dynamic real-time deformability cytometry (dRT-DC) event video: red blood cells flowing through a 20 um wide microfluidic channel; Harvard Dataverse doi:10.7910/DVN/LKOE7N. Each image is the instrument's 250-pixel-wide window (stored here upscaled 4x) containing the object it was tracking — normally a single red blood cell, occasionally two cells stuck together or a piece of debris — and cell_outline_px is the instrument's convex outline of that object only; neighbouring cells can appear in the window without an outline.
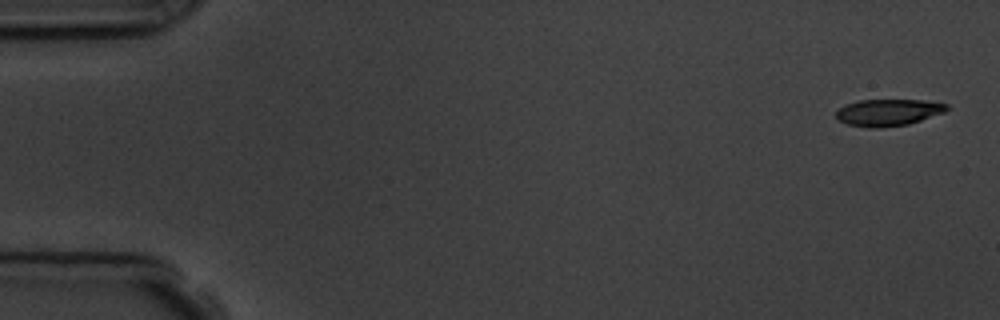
{"species": "common noctule bat (a hibernating species)", "species_latin": "Nyctalus noctula", "temperature_condition": "room temperature", "stored_images_in_passage": 5, "camera_frame_rate_fps": 3000, "um_per_image_px": 0.085, "animal": {"sex": "male", "body_mass_g": 19.5, "forearm_length_mm": 54.6}, "frame": {"image": 1, "passage_image": 1, "time_ms": 0.0, "image_size_px": [1000, 320], "cell_outline_px": [[948, 108], [944, 112], [908, 124], [880, 128], [868, 128], [848, 124], [840, 120], [836, 116], [836, 112], [844, 104], [860, 100], [924, 100], [948, 104]], "centroid_in_image_um": [75.48, 9.55], "position_along_channel_um": 9.5, "area_um2": 17.17}}
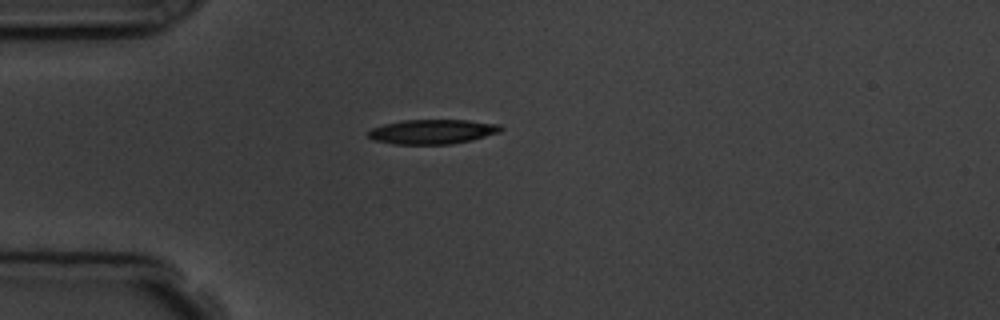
{"frame": {"image": 2, "passage_image": 5, "time_ms": 4.333, "image_size_px": [1000, 320], "cell_outline_px": [[504, 128], [500, 132], [472, 140], [452, 144], [392, 144], [372, 140], [368, 136], [368, 132], [372, 128], [384, 124], [404, 120], [468, 120], [500, 124]], "centroid_in_image_um": [36.77, 11.19], "position_along_channel_um": 48.2, "area_um2": 19.07}}